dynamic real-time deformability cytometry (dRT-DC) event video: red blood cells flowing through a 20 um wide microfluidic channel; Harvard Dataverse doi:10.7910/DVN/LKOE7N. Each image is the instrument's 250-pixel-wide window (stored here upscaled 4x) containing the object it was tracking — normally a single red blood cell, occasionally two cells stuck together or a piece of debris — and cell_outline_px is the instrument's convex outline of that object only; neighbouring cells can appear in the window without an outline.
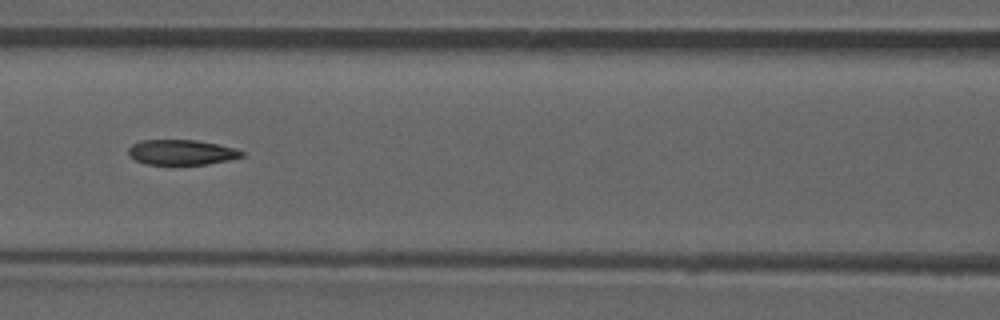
{"species": "common noctule bat (a hibernating species)", "species_latin": "Nyctalus noctula", "temperature_condition": "room temperature", "stored_images_in_passage": 52, "camera_frame_rate_fps": 3000, "um_per_image_px": 0.085, "animal": {"sex": "male", "forearm_length_mm": 52.5}, "frame": {"image": 1, "passage_image": 23, "time_ms": 7.333, "image_size_px": [1000, 320], "cell_outline_px": [[244, 156], [228, 160], [208, 164], [144, 164], [128, 156], [128, 148], [132, 144], [140, 140], [196, 140], [236, 148], [244, 152]], "centroid_in_image_um": [15.41, 12.94], "position_along_channel_um": 151.2, "area_um2": 16.65}, "authors_computed_cell_mechanics": {"area_um2": 17.8602, "velocity_mm_per_s": 3.9116, "shape_relaxation_time_tau1_ms": null, "shape_relaxation_time_tau2_ms": 5.7427, "deformation_change_tau1": null, "deformation_change_tau2": 0.1483}}